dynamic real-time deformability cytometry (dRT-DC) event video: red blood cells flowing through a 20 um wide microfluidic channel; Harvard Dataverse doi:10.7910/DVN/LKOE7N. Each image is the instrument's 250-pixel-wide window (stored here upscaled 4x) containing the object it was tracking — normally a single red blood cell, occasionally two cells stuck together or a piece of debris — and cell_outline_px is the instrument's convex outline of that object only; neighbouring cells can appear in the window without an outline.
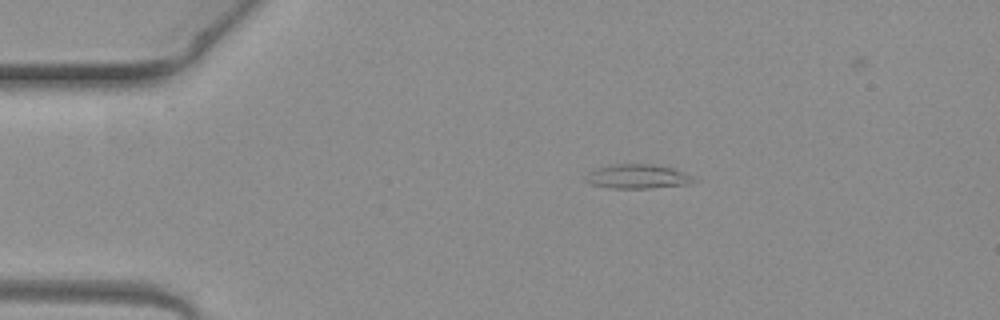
{"species": "common noctule bat (a hibernating species)", "species_latin": "Nyctalus noctula", "temperature_condition": "warm", "stored_images_in_passage": 4, "camera_frame_rate_fps": 3000, "um_per_image_px": 0.085, "animal": {"sex": "female", "body_mass_g": 19.3, "forearm_length_mm": 54.1}, "frame": {"image": 1, "passage_image": 1, "time_ms": 0.0, "image_size_px": [1000, 320], "cell_outline_px": [[700, 180], [692, 184], [648, 188], [608, 188], [588, 184], [584, 180], [584, 176], [588, 172], [612, 164], [648, 164], [672, 168], [696, 176]], "centroid_in_image_um": [54.24, 15.02], "position_along_channel_um": 30.8, "area_um2": 15.55}}
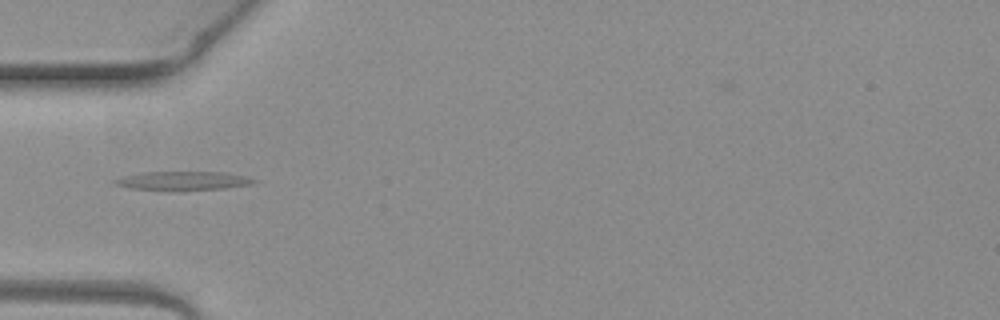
{"frame": {"image": 2, "passage_image": 3, "time_ms": 0.667, "image_size_px": [1000, 320], "cell_outline_px": [[256, 180], [252, 184], [224, 188], [176, 192], [128, 188], [116, 184], [112, 180], [120, 176], [144, 172], [224, 172], [244, 176]], "centroid_in_image_um": [15.47, 15.39], "position_along_channel_um": 69.5, "area_um2": 15.61}}
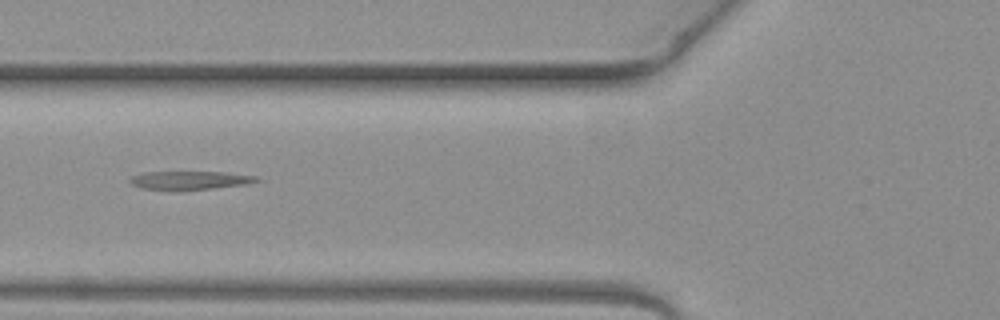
{"frame": {"image": 3, "passage_image": 4, "time_ms": 1.0, "image_size_px": [1000, 320], "cell_outline_px": [[260, 180], [248, 184], [212, 188], [140, 188], [132, 184], [128, 180], [132, 176], [144, 172], [224, 172], [256, 176]], "centroid_in_image_um": [16.17, 15.29], "position_along_channel_um": 109.6, "area_um2": 12.95}}